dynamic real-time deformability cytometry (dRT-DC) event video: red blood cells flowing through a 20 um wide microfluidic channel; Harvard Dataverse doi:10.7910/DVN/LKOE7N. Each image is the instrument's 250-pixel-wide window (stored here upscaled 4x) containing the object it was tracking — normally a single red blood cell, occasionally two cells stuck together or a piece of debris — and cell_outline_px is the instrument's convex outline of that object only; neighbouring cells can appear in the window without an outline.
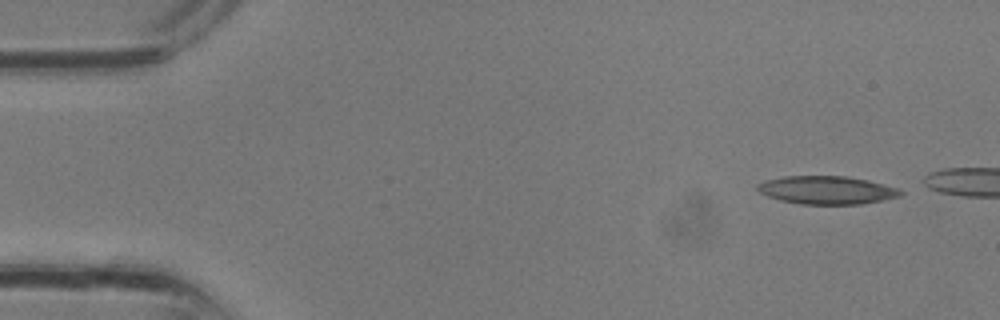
{"species": "common noctule bat (a hibernating species)", "species_latin": "Nyctalus noctula", "temperature_condition": "room temperature", "stored_images_in_passage": 6, "camera_frame_rate_fps": 3000, "um_per_image_px": 0.085, "animal": {"sex": "male", "body_mass_g": 13.3}, "frame": {"image": 1, "passage_image": 1, "time_ms": 0.0, "image_size_px": [1000, 320], "cell_outline_px": [[904, 192], [900, 196], [884, 200], [860, 204], [800, 204], [780, 200], [768, 196], [760, 192], [756, 188], [756, 184], [764, 180], [784, 176], [848, 176], [868, 180], [896, 188]], "centroid_in_image_um": [70.25, 16.15], "position_along_channel_um": 14.8, "area_um2": 23.47}}